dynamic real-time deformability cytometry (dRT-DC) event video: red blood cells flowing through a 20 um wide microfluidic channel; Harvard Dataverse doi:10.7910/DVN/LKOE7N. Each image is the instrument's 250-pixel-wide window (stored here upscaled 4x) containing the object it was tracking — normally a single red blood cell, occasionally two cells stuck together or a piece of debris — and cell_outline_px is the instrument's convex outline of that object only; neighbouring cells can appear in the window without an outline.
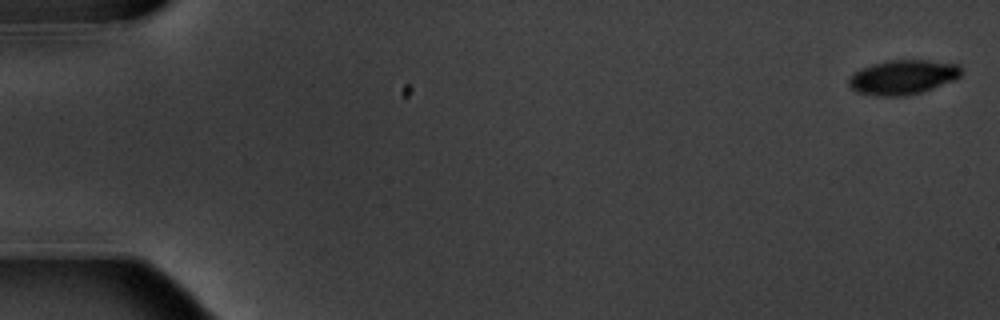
{"species": "common noctule bat (a hibernating species)", "species_latin": "Nyctalus noctula", "temperature_condition": "warm", "stored_images_in_passage": 7, "camera_frame_rate_fps": 3000, "um_per_image_px": 0.085, "animal": {"sex": "male", "body_mass_g": 20.1, "forearm_length_mm": 53.5}, "frame": {"image": 1, "passage_image": 1, "time_ms": 0.0, "image_size_px": [1000, 320], "cell_outline_px": [[960, 76], [952, 80], [932, 88], [920, 92], [904, 96], [876, 96], [860, 92], [852, 88], [848, 84], [848, 80], [860, 68], [872, 64], [888, 60], [928, 60], [956, 64], [960, 68]], "centroid_in_image_um": [76.71, 6.55], "position_along_channel_um": 8.3, "area_um2": 22.2}}
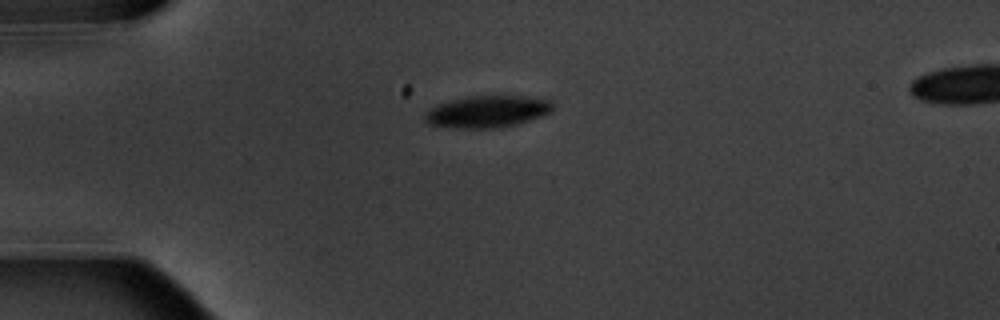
{"frame": {"image": 2, "passage_image": 5, "time_ms": 4.667, "image_size_px": [1000, 320], "cell_outline_px": [[552, 112], [516, 124], [496, 128], [448, 128], [428, 124], [424, 120], [424, 112], [436, 104], [468, 96], [520, 96], [552, 100]], "centroid_in_image_um": [41.36, 9.49], "position_along_channel_um": 43.6, "area_um2": 23.81}}